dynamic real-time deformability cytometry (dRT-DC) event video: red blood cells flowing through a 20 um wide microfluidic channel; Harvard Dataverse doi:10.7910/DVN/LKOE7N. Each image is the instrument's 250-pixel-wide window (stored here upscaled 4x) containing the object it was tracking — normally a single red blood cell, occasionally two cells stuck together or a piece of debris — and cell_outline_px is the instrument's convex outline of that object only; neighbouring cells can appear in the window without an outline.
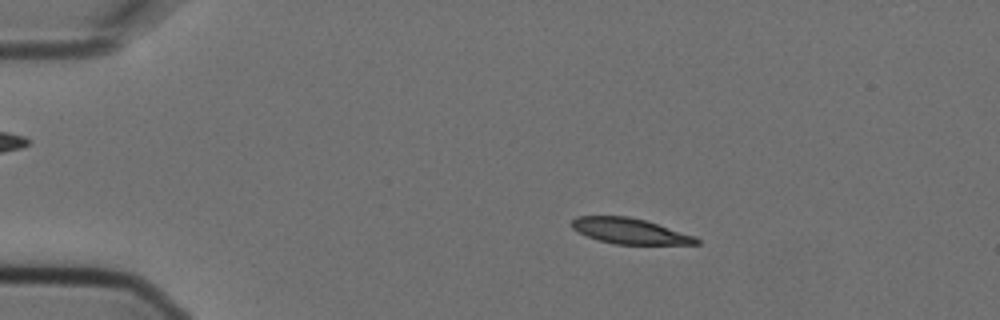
{"species": "Egyptian fruit bat (a non-hibernating species)", "species_latin": "Rousettus aegyptiacus", "temperature_condition": "cold", "stored_images_in_passage": 6, "camera_frame_rate_fps": 3000, "um_per_image_px": 0.085, "animal": {"sex": "female"}, "frame": {"image": 1, "passage_image": 3, "time_ms": 0.667, "image_size_px": [1000, 320], "cell_outline_px": [[700, 244], [616, 244], [596, 240], [572, 228], [572, 220], [576, 216], [628, 216], [644, 220], [696, 236], [700, 240]], "centroid_in_image_um": [53.54, 19.64], "position_along_channel_um": 31.5, "area_um2": 18.44}}
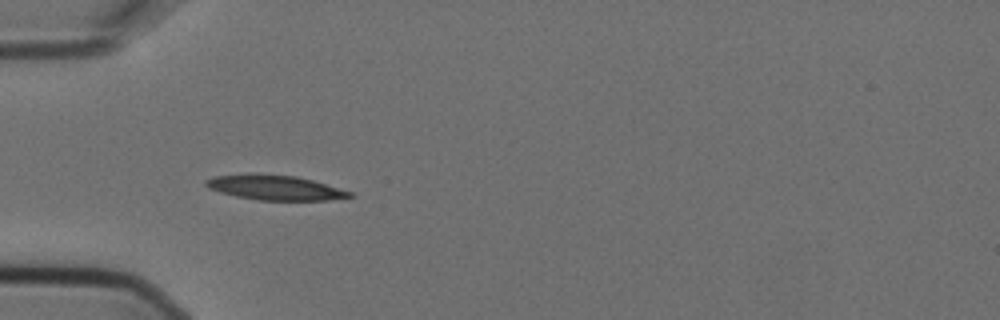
{"frame": {"image": 2, "passage_image": 5, "time_ms": 1.333, "image_size_px": [1000, 320], "cell_outline_px": [[356, 196], [328, 200], [256, 200], [236, 196], [220, 192], [208, 188], [204, 184], [204, 180], [216, 176], [296, 176], [312, 180], [352, 192]], "centroid_in_image_um": [23.43, 15.99], "position_along_channel_um": 61.6, "area_um2": 19.88}}
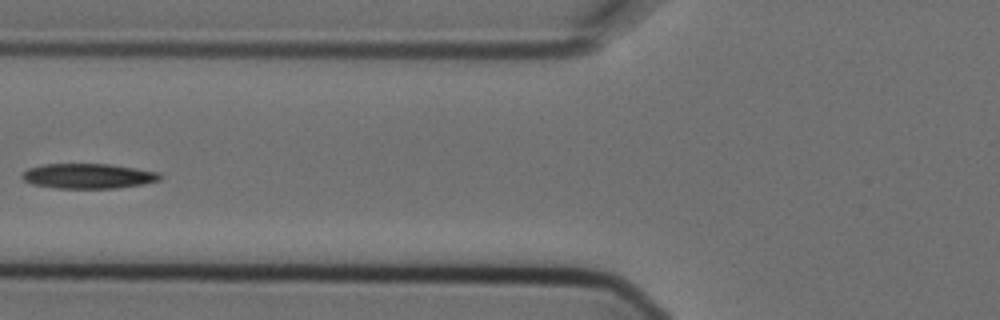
{"frame": {"image": 3, "passage_image": 6, "time_ms": 1.667, "image_size_px": [1000, 320], "cell_outline_px": [[164, 176], [160, 180], [144, 184], [116, 188], [56, 188], [32, 184], [24, 180], [20, 176], [28, 168], [44, 164], [108, 164], [136, 168], [160, 172]], "centroid_in_image_um": [7.53, 14.96], "position_along_channel_um": 118.3, "area_um2": 20.17}}